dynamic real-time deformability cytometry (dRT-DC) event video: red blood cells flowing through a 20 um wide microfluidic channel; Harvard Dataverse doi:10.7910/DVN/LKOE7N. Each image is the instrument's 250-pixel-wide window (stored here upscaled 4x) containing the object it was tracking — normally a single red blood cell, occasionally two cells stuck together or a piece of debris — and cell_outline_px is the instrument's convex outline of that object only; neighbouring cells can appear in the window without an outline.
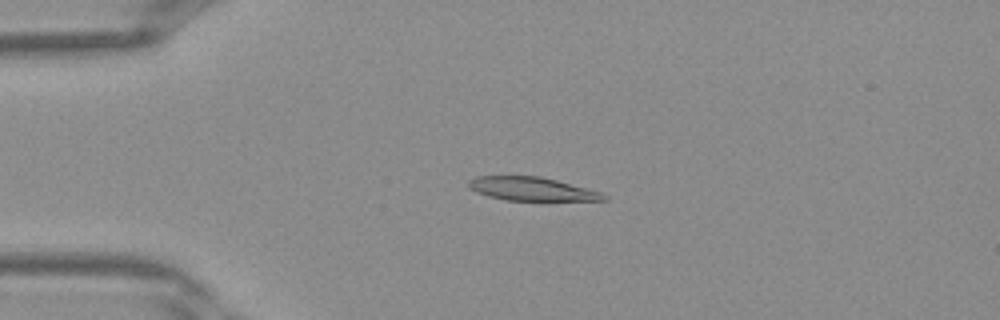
{"species": "Egyptian fruit bat (a non-hibernating species)", "species_latin": "Rousettus aegyptiacus", "temperature_condition": "warm", "stored_images_in_passage": 39, "camera_frame_rate_fps": 3000, "um_per_image_px": 0.085, "frame": {"image": 1, "passage_image": 9, "time_ms": 2.667, "image_size_px": [1000, 320], "cell_outline_px": [[608, 200], [504, 200], [488, 196], [476, 192], [468, 188], [468, 180], [476, 176], [540, 176], [556, 180], [600, 192], [608, 196]], "centroid_in_image_um": [45.14, 16.05], "position_along_channel_um": 39.9, "area_um2": 18.38}}
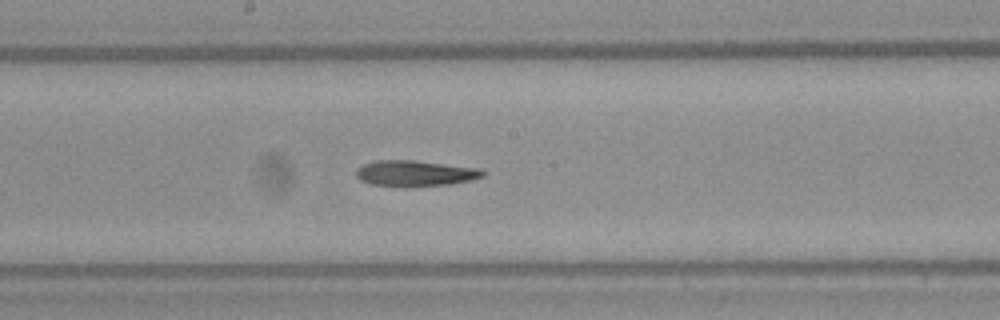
{"frame": {"image": 2, "passage_image": 21, "time_ms": 6.667, "image_size_px": [1000, 320], "cell_outline_px": [[484, 176], [468, 180], [448, 184], [372, 184], [360, 180], [356, 176], [356, 168], [364, 164], [376, 160], [412, 160], [480, 168], [484, 172]], "centroid_in_image_um": [35.27, 14.68], "position_along_channel_um": 212.9, "area_um2": 18.09}}
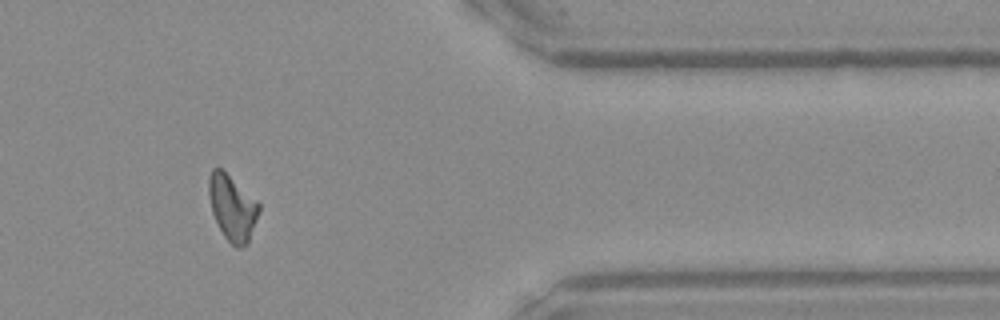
{"frame": {"image": 3, "passage_image": 33, "time_ms": 10.667, "image_size_px": [1000, 320], "cell_outline_px": [[260, 208], [248, 244], [240, 248], [236, 248], [224, 236], [212, 212], [208, 192], [208, 180], [212, 168], [224, 168], [260, 204]], "centroid_in_image_um": [19.74, 17.61], "position_along_channel_um": 391.7, "area_um2": 19.25}}